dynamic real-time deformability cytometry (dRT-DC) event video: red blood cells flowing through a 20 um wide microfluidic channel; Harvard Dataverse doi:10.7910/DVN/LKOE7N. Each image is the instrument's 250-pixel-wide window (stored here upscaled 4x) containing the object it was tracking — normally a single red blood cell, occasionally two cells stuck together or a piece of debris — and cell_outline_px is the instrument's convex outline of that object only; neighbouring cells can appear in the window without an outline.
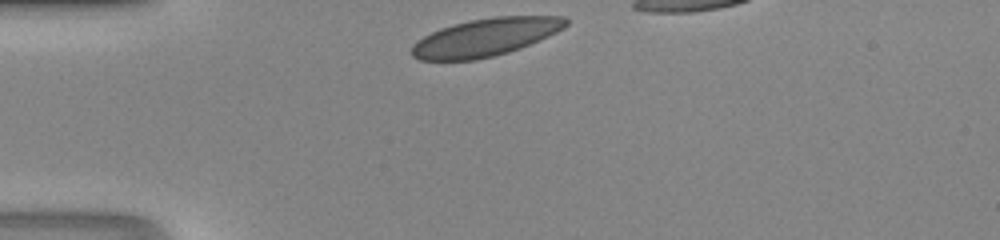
{"species": "human", "species_latin": "Homo sapiens", "temperature_condition": "room temperature", "stored_images_in_passage": 26, "camera_frame_rate_fps": 3000, "um_per_image_px": 0.085, "donor": {"sex": "male"}, "frame": {"image": 1, "passage_image": 1, "time_ms": 0.0, "image_size_px": [1000, 240], "cell_outline_px": [[568, 24], [564, 28], [548, 36], [520, 48], [508, 52], [476, 60], [420, 60], [412, 56], [408, 52], [412, 44], [416, 40], [440, 28], [452, 24], [472, 20], [496, 16], [564, 16], [568, 20]], "centroid_in_image_um": [41.22, 3.17], "position_along_channel_um": 43.8, "area_um2": 33.99}}
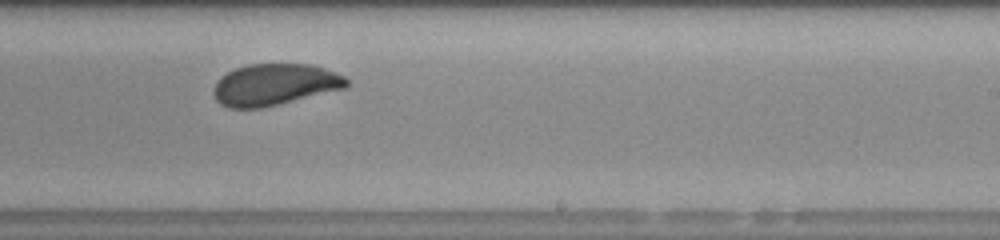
{"frame": {"image": 2, "passage_image": 18, "time_ms": 5.667, "image_size_px": [1000, 240], "cell_outline_px": [[348, 88], [260, 108], [228, 108], [220, 104], [216, 100], [212, 92], [212, 88], [220, 76], [236, 68], [248, 64], [308, 64], [324, 68], [344, 76], [348, 80]], "centroid_in_image_um": [23.32, 7.19], "position_along_channel_um": 265.7, "area_um2": 32.31}}
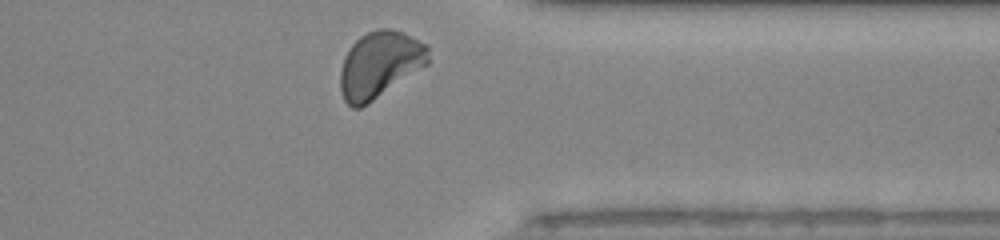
{"frame": {"image": 3, "passage_image": 26, "time_ms": 8.333, "image_size_px": [1000, 240], "cell_outline_px": [[428, 64], [368, 104], [360, 108], [352, 108], [344, 100], [340, 88], [340, 72], [344, 56], [352, 44], [360, 36], [376, 28], [392, 28], [428, 44]], "centroid_in_image_um": [32.26, 5.49], "position_along_channel_um": 379.1, "area_um2": 34.16}}